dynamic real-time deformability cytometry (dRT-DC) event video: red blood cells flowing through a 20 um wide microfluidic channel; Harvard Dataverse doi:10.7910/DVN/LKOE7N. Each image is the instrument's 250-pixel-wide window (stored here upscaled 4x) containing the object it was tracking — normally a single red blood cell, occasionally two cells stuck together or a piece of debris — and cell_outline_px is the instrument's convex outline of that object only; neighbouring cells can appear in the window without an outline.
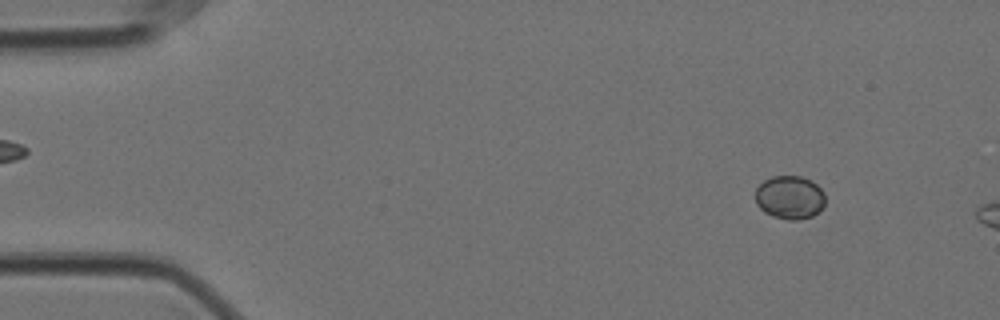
{"species": "Egyptian fruit bat (a non-hibernating species)", "species_latin": "Rousettus aegyptiacus", "temperature_condition": "cold", "stored_images_in_passage": 12, "camera_frame_rate_fps": 3000, "um_per_image_px": 0.085, "animal": {"sex": "female"}, "frame": {"image": 1, "passage_image": 6, "time_ms": 1.667, "image_size_px": [1000, 320], "cell_outline_px": [[824, 204], [812, 216], [800, 220], [788, 220], [772, 216], [764, 212], [756, 204], [756, 188], [764, 180], [772, 176], [800, 176], [812, 180], [824, 192]], "centroid_in_image_um": [67.11, 16.77], "position_along_channel_um": 17.9, "area_um2": 17.69}}